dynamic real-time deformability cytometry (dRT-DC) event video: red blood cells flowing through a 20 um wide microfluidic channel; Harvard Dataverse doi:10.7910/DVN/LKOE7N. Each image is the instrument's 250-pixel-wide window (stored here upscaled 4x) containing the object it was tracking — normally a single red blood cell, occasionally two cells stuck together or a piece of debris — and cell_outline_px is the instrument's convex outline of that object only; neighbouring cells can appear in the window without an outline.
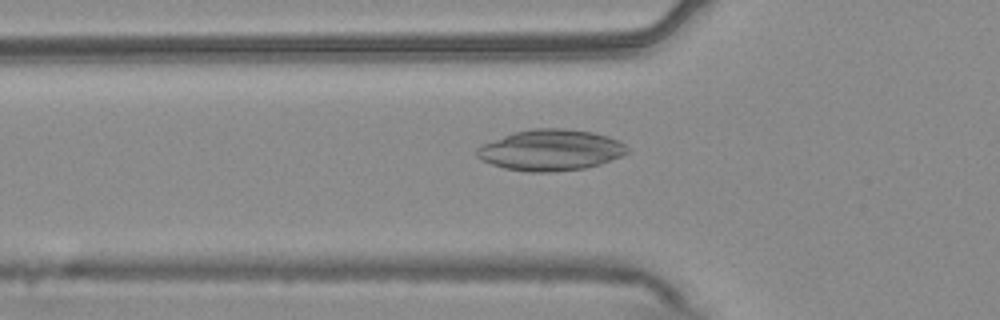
{"species": "common noctule bat (a hibernating species)", "species_latin": "Nyctalus noctula", "temperature_condition": "warm", "stored_images_in_passage": 50, "camera_frame_rate_fps": 3000, "um_per_image_px": 0.085, "animal": {"sex": "male", "body_mass_g": 20.4}, "frame": {"image": 1, "passage_image": 15, "time_ms": 4.667, "image_size_px": [1000, 320], "cell_outline_px": [[628, 152], [620, 156], [600, 164], [584, 168], [548, 172], [528, 172], [504, 168], [492, 164], [476, 156], [476, 148], [484, 144], [504, 136], [516, 132], [532, 128], [564, 128], [592, 132], [608, 136], [624, 144], [628, 148]], "centroid_in_image_um": [46.81, 12.75], "position_along_channel_um": 79.0, "area_um2": 35.55}}
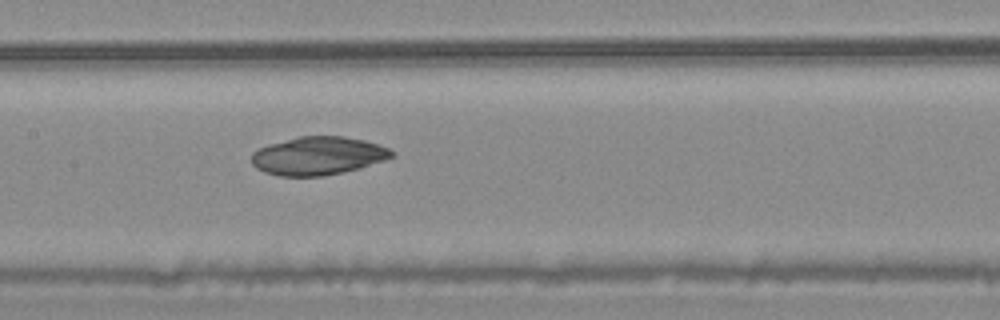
{"frame": {"image": 2, "passage_image": 23, "time_ms": 7.333, "image_size_px": [1000, 320], "cell_outline_px": [[396, 156], [360, 168], [324, 176], [280, 176], [264, 172], [256, 168], [252, 164], [252, 152], [268, 144], [296, 136], [344, 136], [364, 140], [388, 148], [396, 152]], "centroid_in_image_um": [27.03, 13.24], "position_along_channel_um": 180.4, "area_um2": 31.39}}
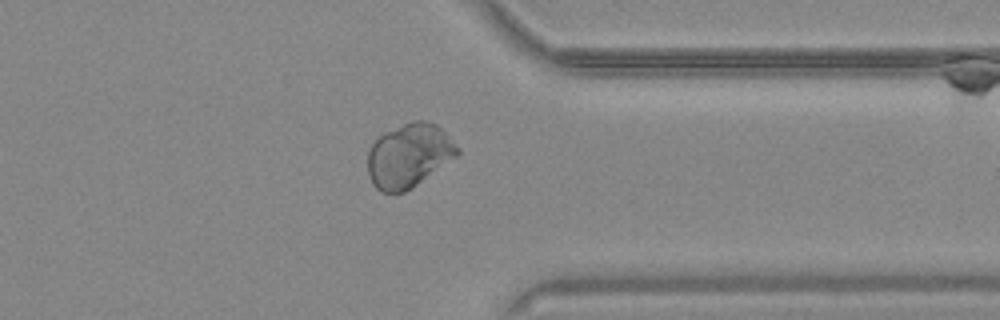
{"frame": {"image": 3, "passage_image": 39, "time_ms": 12.667, "image_size_px": [1000, 320], "cell_outline_px": [[460, 152], [456, 156], [412, 188], [404, 192], [380, 192], [372, 184], [368, 176], [368, 152], [372, 144], [384, 132], [412, 120], [424, 120], [436, 124], [460, 148]], "centroid_in_image_um": [34.74, 13.22], "position_along_channel_um": 376.7, "area_um2": 33.18}}